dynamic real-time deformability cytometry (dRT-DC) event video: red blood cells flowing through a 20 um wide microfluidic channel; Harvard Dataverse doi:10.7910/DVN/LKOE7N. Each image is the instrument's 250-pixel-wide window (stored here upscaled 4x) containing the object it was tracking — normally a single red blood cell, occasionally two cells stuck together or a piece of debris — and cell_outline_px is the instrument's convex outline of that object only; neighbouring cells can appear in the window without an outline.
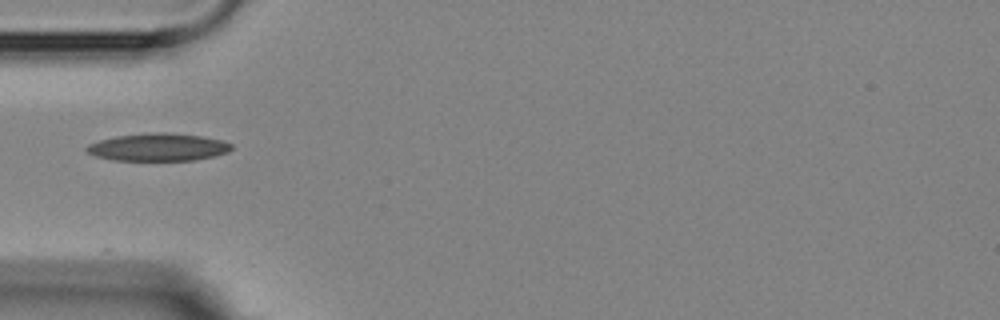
{"species": "Egyptian fruit bat (a non-hibernating species)", "species_latin": "Rousettus aegyptiacus", "temperature_condition": "room temperature", "stored_images_in_passage": 1, "camera_frame_rate_fps": 3000, "um_per_image_px": 0.085, "animal": {"sex": "female"}, "frame": {"image": 1, "passage_image": 1, "time_ms": 0.0, "image_size_px": [1000, 320], "cell_outline_px": [[232, 148], [228, 152], [216, 156], [196, 160], [112, 160], [96, 156], [88, 152], [84, 148], [88, 144], [100, 140], [116, 136], [148, 132], [168, 132], [200, 136], [220, 140], [232, 144]], "centroid_in_image_um": [13.44, 12.5], "position_along_channel_um": 71.6, "area_um2": 23.35}}